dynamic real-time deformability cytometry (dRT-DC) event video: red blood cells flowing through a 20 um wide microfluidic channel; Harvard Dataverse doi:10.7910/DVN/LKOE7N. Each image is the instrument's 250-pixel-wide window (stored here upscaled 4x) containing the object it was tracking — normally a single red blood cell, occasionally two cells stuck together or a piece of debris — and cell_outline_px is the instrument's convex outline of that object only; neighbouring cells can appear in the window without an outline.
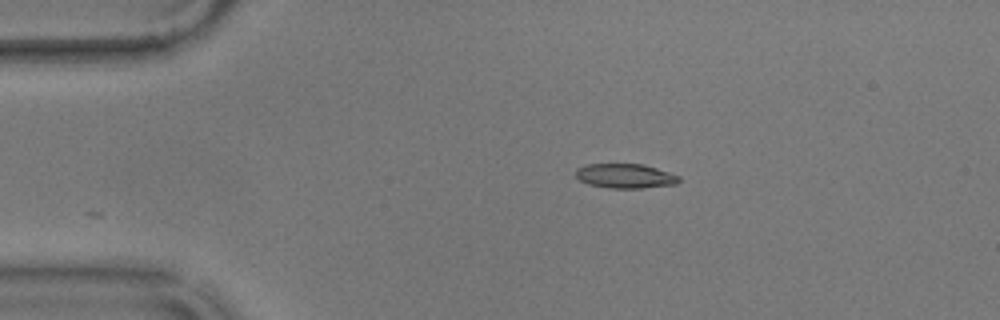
{"species": "common noctule bat (a hibernating species)", "species_latin": "Nyctalus noctula", "temperature_condition": "warm", "stored_images_in_passage": 6, "camera_frame_rate_fps": 3000, "um_per_image_px": 0.085, "animal": {"sex": "male", "body_mass_g": 17.9}, "frame": {"image": 1, "passage_image": 1, "time_ms": 0.0, "image_size_px": [1000, 320], "cell_outline_px": [[680, 180], [676, 184], [640, 188], [608, 188], [588, 184], [580, 180], [576, 176], [576, 168], [588, 164], [644, 164], [680, 176]], "centroid_in_image_um": [53.14, 14.95], "position_along_channel_um": 31.9, "area_um2": 14.68}}